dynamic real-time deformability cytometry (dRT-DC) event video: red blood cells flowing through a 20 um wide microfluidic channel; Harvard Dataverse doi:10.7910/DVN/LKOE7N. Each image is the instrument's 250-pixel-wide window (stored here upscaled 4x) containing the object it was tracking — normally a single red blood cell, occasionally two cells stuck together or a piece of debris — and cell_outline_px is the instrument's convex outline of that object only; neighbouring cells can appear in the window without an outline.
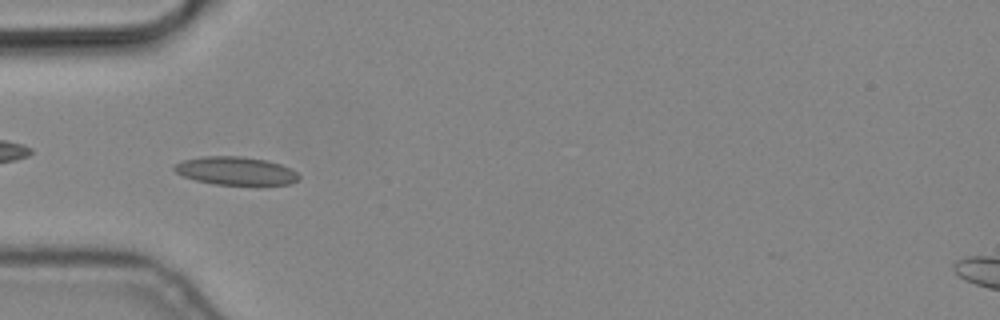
{"species": "common noctule bat (a hibernating species)", "species_latin": "Nyctalus noctula", "temperature_condition": "cold", "stored_images_in_passage": 13, "camera_frame_rate_fps": 3000, "um_per_image_px": 0.085, "animal": {"sex": "male", "body_mass_g": 19.2, "forearm_length_mm": 51.8}, "frame": {"image": 1, "passage_image": 3, "time_ms": 0.667, "image_size_px": [1000, 320], "cell_outline_px": [[300, 180], [292, 184], [216, 184], [196, 180], [184, 176], [176, 172], [172, 168], [180, 160], [204, 156], [240, 156], [268, 160], [280, 164], [296, 172], [300, 176]], "centroid_in_image_um": [20.04, 14.51], "position_along_channel_um": 65.0, "area_um2": 20.35}}
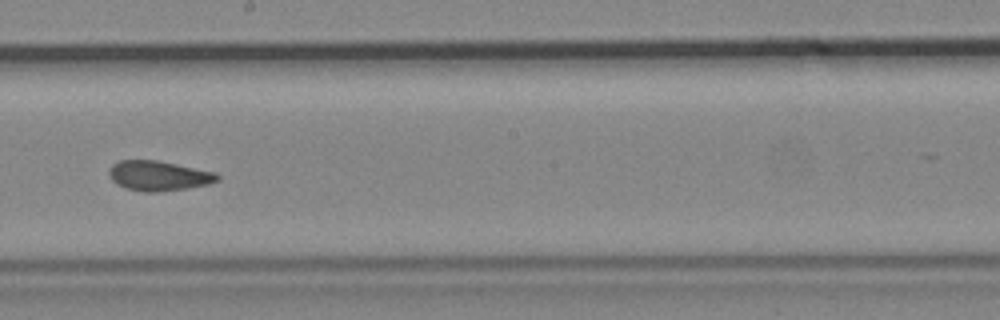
{"frame": {"image": 2, "passage_image": 7, "time_ms": 2.0, "image_size_px": [1000, 320], "cell_outline_px": [[220, 180], [208, 184], [188, 188], [156, 192], [144, 192], [128, 188], [116, 184], [108, 176], [108, 172], [112, 164], [120, 160], [156, 160], [216, 172], [220, 176]], "centroid_in_image_um": [13.48, 14.94], "position_along_channel_um": 234.7, "area_um2": 18.9}}
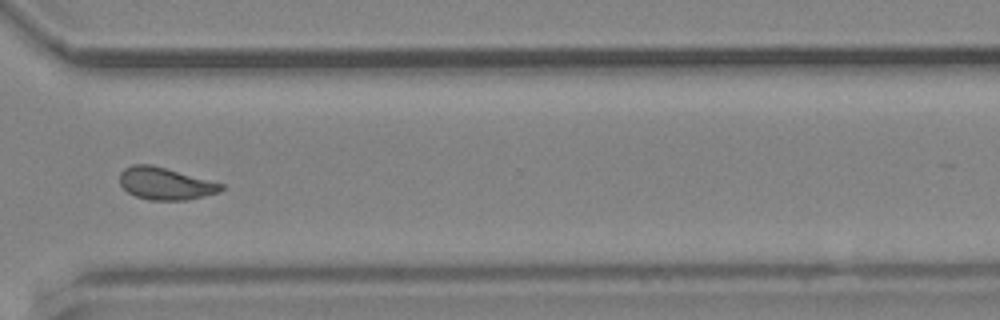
{"frame": {"image": 3, "passage_image": 10, "time_ms": 3.0, "image_size_px": [1000, 320], "cell_outline_px": [[224, 188], [220, 192], [188, 200], [148, 200], [136, 196], [128, 192], [120, 184], [120, 172], [124, 168], [132, 164], [152, 164], [224, 184]], "centroid_in_image_um": [14.05, 15.6], "position_along_channel_um": 356.5, "area_um2": 19.13}}